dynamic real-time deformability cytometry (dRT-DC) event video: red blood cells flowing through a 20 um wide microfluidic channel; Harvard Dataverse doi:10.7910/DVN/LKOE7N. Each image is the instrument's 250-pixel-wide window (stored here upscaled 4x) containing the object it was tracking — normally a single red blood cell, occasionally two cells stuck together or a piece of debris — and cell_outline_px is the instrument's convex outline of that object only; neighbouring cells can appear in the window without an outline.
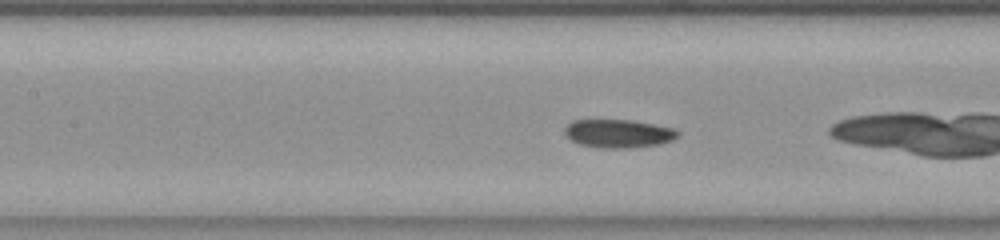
{"species": "common noctule bat (a hibernating species)", "species_latin": "Nyctalus noctula", "temperature_condition": "room temperature", "stored_images_in_passage": 45, "camera_frame_rate_fps": 3000, "um_per_image_px": 0.085, "animal": {"sex": "female", "body_mass_g": 23.0, "forearm_length_mm": 53.4}, "frame": {"image": 1, "passage_image": 15, "time_ms": 4.667, "image_size_px": [1000, 240], "cell_outline_px": [[680, 136], [672, 140], [656, 144], [628, 148], [600, 148], [580, 144], [572, 140], [564, 132], [564, 128], [572, 120], [632, 120], [676, 128], [680, 132]], "centroid_in_image_um": [52.59, 11.34], "position_along_channel_um": 154.8, "area_um2": 18.67}}
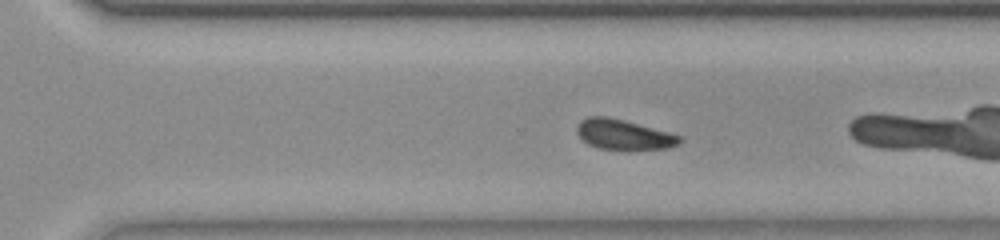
{"frame": {"image": 2, "passage_image": 28, "time_ms": 9.0, "image_size_px": [1000, 240], "cell_outline_px": [[684, 140], [680, 144], [668, 148], [600, 148], [588, 144], [576, 132], [576, 128], [580, 120], [588, 116], [608, 116], [624, 120], [668, 132], [680, 136]], "centroid_in_image_um": [53.0, 11.41], "position_along_channel_um": 317.6, "area_um2": 17.63}, "authors_computed_cell_mechanics": {"area_um2": 18.6694, "velocity_mm_per_s": 3.7631, "shape_relaxation_time_tau1_ms": 1.4212, "shape_relaxation_time_tau2_ms": 2.7623, "deformation_change_tau1": 0.0877, "deformation_change_tau2": 0.0759}}